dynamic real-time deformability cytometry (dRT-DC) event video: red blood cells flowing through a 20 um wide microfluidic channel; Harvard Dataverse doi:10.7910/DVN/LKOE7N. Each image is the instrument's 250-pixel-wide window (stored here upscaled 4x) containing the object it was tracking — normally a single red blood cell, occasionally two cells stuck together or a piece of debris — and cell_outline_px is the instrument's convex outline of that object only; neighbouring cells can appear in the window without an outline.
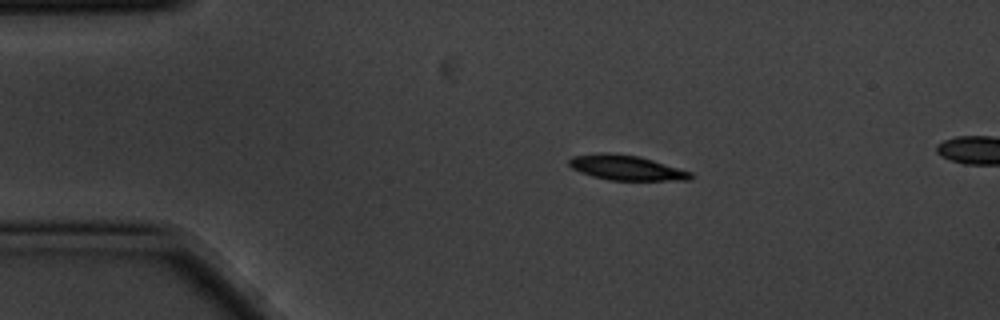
{"species": "common noctule bat (a hibernating species)", "species_latin": "Nyctalus noctula", "temperature_condition": "cold", "stored_images_in_passage": 4, "camera_frame_rate_fps": 3000, "um_per_image_px": 0.085, "animal": {"sex": "male", "body_mass_g": 20.1, "forearm_length_mm": 53.5}, "frame": {"image": 1, "passage_image": 2, "time_ms": 0.333, "image_size_px": [1000, 320], "cell_outline_px": [[696, 176], [688, 180], [608, 180], [592, 176], [580, 172], [572, 168], [568, 164], [568, 160], [572, 156], [608, 152], [640, 156], [692, 172]], "centroid_in_image_um": [53.25, 14.25], "position_along_channel_um": 31.8, "area_um2": 17.74}}